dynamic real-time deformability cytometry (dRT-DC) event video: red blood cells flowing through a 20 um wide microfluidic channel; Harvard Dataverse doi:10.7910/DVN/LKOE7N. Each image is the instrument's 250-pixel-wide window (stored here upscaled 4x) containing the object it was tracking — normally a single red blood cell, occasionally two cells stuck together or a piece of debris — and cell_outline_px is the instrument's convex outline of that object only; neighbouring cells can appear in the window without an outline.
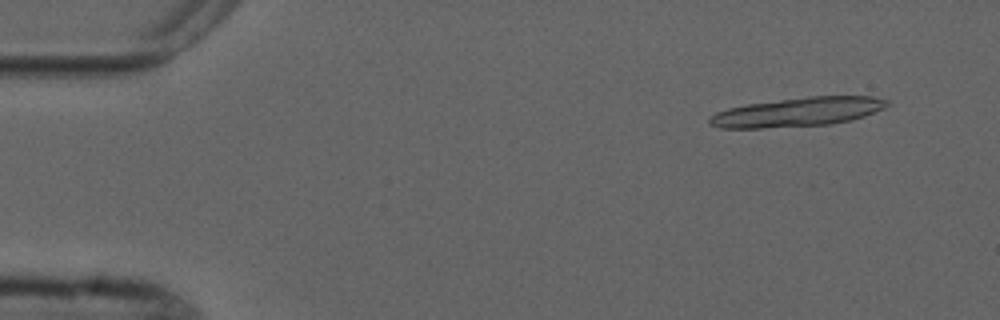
{"species": "common noctule bat (a hibernating species)", "species_latin": "Nyctalus noctula", "temperature_condition": "cold", "stored_images_in_passage": 4, "camera_frame_rate_fps": 3000, "um_per_image_px": 0.085, "animal": {"sex": "male", "forearm_length_mm": 52.5}, "frame": {"image": 1, "passage_image": 1, "time_ms": 0.0, "image_size_px": [1000, 320], "cell_outline_px": [[888, 104], [884, 108], [864, 116], [852, 120], [832, 124], [760, 128], [720, 128], [708, 124], [708, 116], [716, 112], [728, 108], [748, 104], [808, 96], [872, 96], [888, 100]], "centroid_in_image_um": [67.78, 9.52], "position_along_channel_um": 17.2, "area_um2": 30.06}}